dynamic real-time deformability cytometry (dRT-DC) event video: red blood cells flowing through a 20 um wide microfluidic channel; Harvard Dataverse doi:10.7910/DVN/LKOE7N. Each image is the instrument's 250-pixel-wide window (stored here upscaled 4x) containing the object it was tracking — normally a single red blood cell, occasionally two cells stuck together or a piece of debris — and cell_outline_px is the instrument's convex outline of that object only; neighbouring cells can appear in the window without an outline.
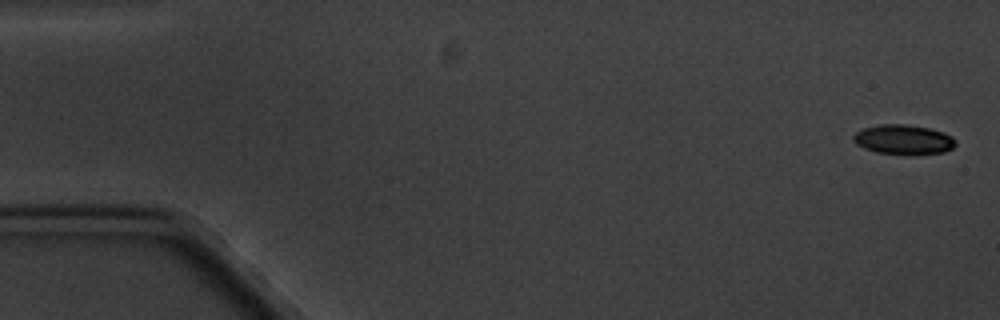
{"species": "common noctule bat (a hibernating species)", "species_latin": "Nyctalus noctula", "temperature_condition": "cold", "stored_images_in_passage": 8, "camera_frame_rate_fps": 3000, "um_per_image_px": 0.085, "animal": {"sex": "male", "body_mass_g": 20.1, "forearm_length_mm": 53.5}, "frame": {"image": 1, "passage_image": 1, "time_ms": 0.0, "image_size_px": [1000, 320], "cell_outline_px": [[956, 144], [952, 148], [944, 152], [912, 156], [876, 152], [864, 148], [856, 144], [852, 140], [852, 136], [856, 132], [864, 128], [880, 124], [904, 124], [928, 128], [944, 132], [952, 136], [956, 140]], "centroid_in_image_um": [76.8, 11.88], "position_along_channel_um": 8.2, "area_um2": 18.03}}
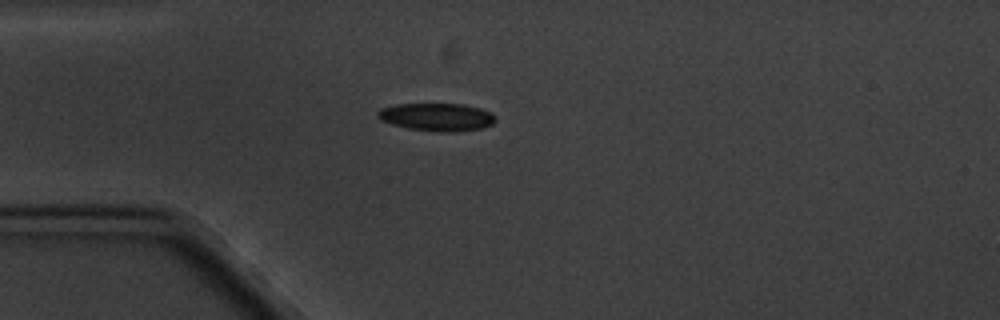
{"frame": {"image": 2, "passage_image": 4, "time_ms": 4.667, "image_size_px": [1000, 320], "cell_outline_px": [[496, 120], [492, 124], [484, 128], [452, 132], [440, 132], [408, 128], [392, 124], [380, 120], [376, 116], [376, 112], [380, 108], [396, 104], [464, 104], [480, 108], [496, 116]], "centroid_in_image_um": [37.11, 9.94], "position_along_channel_um": 47.9, "area_um2": 19.19}}